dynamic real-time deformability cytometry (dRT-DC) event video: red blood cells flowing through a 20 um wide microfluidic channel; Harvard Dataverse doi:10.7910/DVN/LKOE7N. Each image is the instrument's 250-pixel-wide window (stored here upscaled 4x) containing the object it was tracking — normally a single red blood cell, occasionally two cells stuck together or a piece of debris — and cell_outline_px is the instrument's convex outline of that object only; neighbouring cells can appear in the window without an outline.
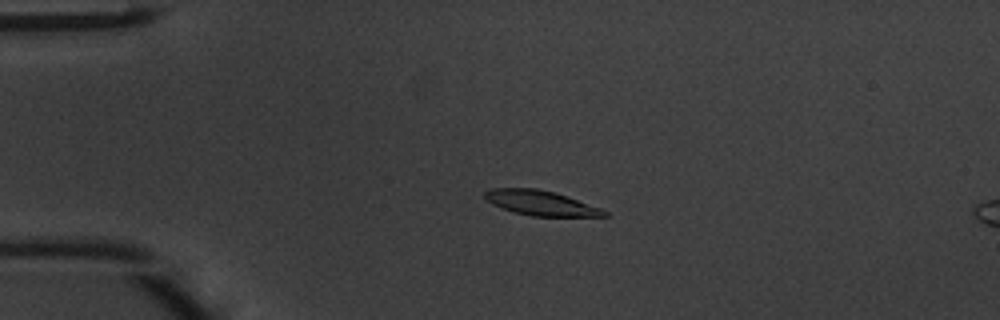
{"species": "common noctule bat (a hibernating species)", "species_latin": "Nyctalus noctula", "temperature_condition": "warm", "stored_images_in_passage": 49, "camera_frame_rate_fps": 3000, "um_per_image_px": 0.085, "animal": {"sex": "male", "body_mass_g": 20.1, "forearm_length_mm": 53.5}, "frame": {"image": 1, "passage_image": 12, "time_ms": 3.667, "image_size_px": [1000, 320], "cell_outline_px": [[608, 216], [532, 216], [512, 212], [492, 204], [484, 196], [484, 192], [492, 188], [536, 188], [552, 192], [600, 208], [608, 212]], "centroid_in_image_um": [45.91, 17.26], "position_along_channel_um": 39.1, "area_um2": 16.94}}
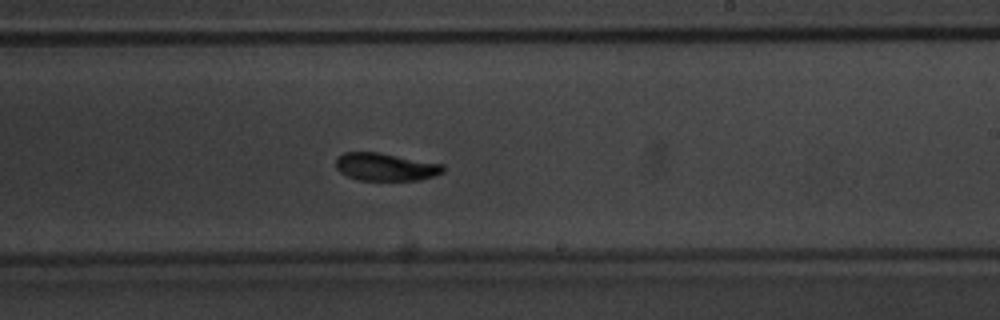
{"frame": {"image": 2, "passage_image": 30, "time_ms": 9.667, "image_size_px": [1000, 320], "cell_outline_px": [[444, 172], [420, 180], [360, 180], [348, 176], [340, 172], [336, 168], [336, 156], [344, 152], [380, 152], [444, 164]], "centroid_in_image_um": [32.77, 14.17], "position_along_channel_um": 256.2, "area_um2": 17.46}}
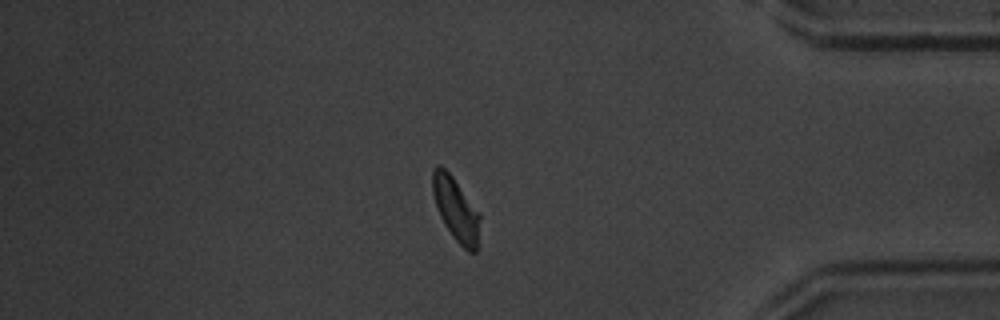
{"frame": {"image": 3, "passage_image": 42, "time_ms": 13.667, "image_size_px": [1000, 320], "cell_outline_px": [[480, 220], [476, 252], [468, 252], [452, 236], [444, 224], [440, 216], [432, 192], [432, 168], [436, 164], [440, 164], [452, 176], [480, 212]], "centroid_in_image_um": [38.74, 17.76], "position_along_channel_um": 396.5, "area_um2": 17.51}, "authors_computed_cell_mechanics": {"area_um2": 17.5134, "velocity_mm_per_s": 4.2087, "shape_relaxation_time_tau1_ms": 2.0407, "shape_relaxation_time_tau2_ms": 2.3106, "deformation_change_tau1": 0.118, "deformation_change_tau2": 0.0658}}